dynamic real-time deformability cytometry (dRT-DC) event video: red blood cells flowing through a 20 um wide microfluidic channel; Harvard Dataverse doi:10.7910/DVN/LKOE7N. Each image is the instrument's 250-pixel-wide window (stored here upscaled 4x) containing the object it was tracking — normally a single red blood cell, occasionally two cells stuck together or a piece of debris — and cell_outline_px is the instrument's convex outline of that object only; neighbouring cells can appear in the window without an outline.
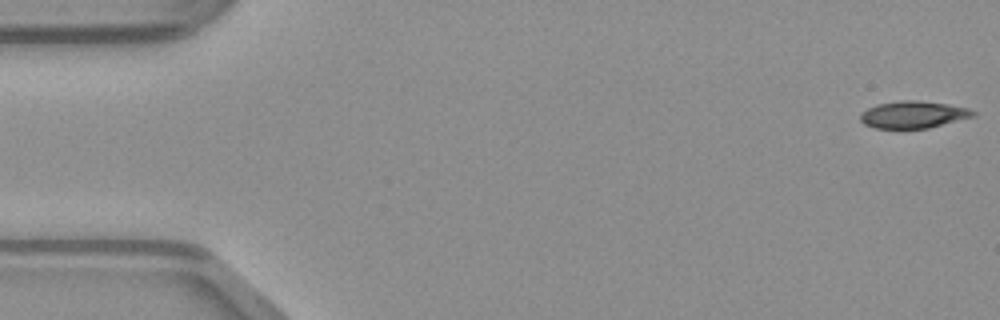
{"species": "common noctule bat (a hibernating species)", "species_latin": "Nyctalus noctula", "temperature_condition": "warm", "stored_images_in_passage": 10, "camera_frame_rate_fps": 3000, "um_per_image_px": 0.085, "animal": {"sex": "male", "body_mass_g": 23.1, "forearm_length_mm": 52.7}, "frame": {"image": 1, "passage_image": 1, "time_ms": 0.0, "image_size_px": [1000, 320], "cell_outline_px": [[976, 116], [928, 128], [876, 128], [864, 124], [860, 120], [860, 112], [876, 104], [900, 100], [916, 100], [948, 104], [968, 108], [976, 112]], "centroid_in_image_um": [77.62, 9.73], "position_along_channel_um": 7.4, "area_um2": 17.86}}